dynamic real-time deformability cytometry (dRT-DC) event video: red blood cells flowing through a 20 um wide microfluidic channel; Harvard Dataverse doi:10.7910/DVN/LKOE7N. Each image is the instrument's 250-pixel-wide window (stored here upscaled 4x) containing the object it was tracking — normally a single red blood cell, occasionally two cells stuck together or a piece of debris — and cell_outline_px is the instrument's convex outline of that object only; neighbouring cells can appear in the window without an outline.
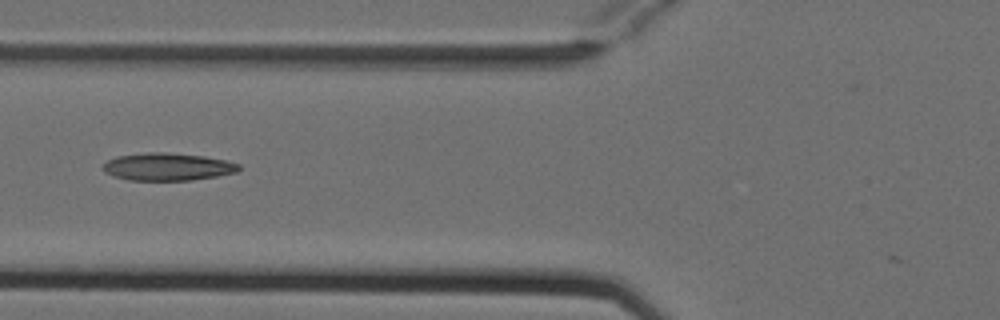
{"species": "Egyptian fruit bat (a non-hibernating species)", "species_latin": "Rousettus aegyptiacus", "temperature_condition": "cold", "stored_images_in_passage": 5, "camera_frame_rate_fps": 3000, "um_per_image_px": 0.085, "animal": {"sex": "female"}, "frame": {"image": 1, "passage_image": 5, "time_ms": 1.333, "image_size_px": [1000, 320], "cell_outline_px": [[240, 168], [236, 172], [216, 176], [192, 180], [128, 180], [112, 176], [104, 172], [100, 168], [108, 160], [116, 156], [148, 152], [164, 152], [204, 156], [224, 160], [240, 164]], "centroid_in_image_um": [14.19, 14.17], "position_along_channel_um": 111.6, "area_um2": 21.85}}